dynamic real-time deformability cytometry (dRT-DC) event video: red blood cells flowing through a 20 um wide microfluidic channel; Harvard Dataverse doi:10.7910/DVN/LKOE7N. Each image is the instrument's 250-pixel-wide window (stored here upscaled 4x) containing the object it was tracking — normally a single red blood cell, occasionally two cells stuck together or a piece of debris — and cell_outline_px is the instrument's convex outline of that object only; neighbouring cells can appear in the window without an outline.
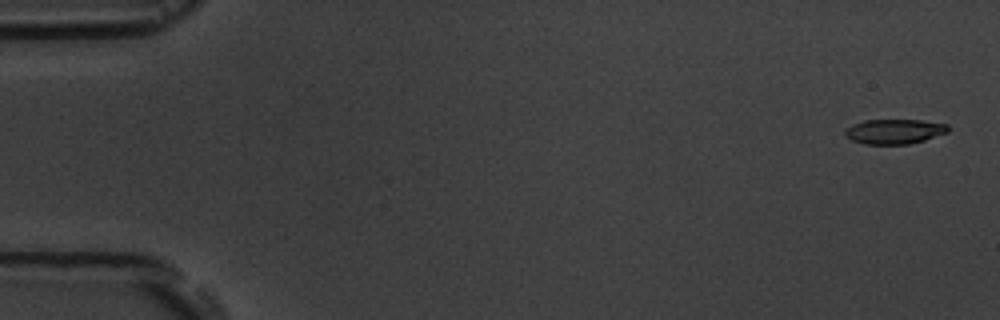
{"species": "common noctule bat (a hibernating species)", "species_latin": "Nyctalus noctula", "temperature_condition": "room temperature", "stored_images_in_passage": 5, "camera_frame_rate_fps": 3000, "um_per_image_px": 0.085, "animal": {"sex": "male", "body_mass_g": 19.5, "forearm_length_mm": 54.6}, "frame": {"image": 1, "passage_image": 1, "time_ms": 0.0, "image_size_px": [1000, 320], "cell_outline_px": [[948, 132], [924, 140], [908, 144], [864, 144], [852, 140], [844, 136], [844, 128], [852, 124], [864, 120], [920, 120], [948, 124]], "centroid_in_image_um": [75.97, 11.17], "position_along_channel_um": 9.0, "area_um2": 14.97}}
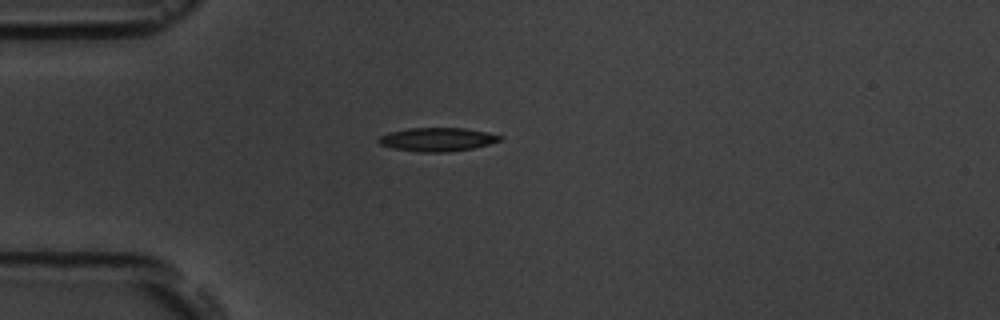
{"frame": {"image": 2, "passage_image": 5, "time_ms": 4.333, "image_size_px": [1000, 320], "cell_outline_px": [[504, 136], [500, 140], [488, 144], [472, 148], [448, 152], [420, 152], [396, 148], [380, 144], [376, 140], [380, 136], [388, 132], [408, 128], [464, 128], [488, 132]], "centroid_in_image_um": [37.17, 11.84], "position_along_channel_um": 47.8, "area_um2": 16.59}}